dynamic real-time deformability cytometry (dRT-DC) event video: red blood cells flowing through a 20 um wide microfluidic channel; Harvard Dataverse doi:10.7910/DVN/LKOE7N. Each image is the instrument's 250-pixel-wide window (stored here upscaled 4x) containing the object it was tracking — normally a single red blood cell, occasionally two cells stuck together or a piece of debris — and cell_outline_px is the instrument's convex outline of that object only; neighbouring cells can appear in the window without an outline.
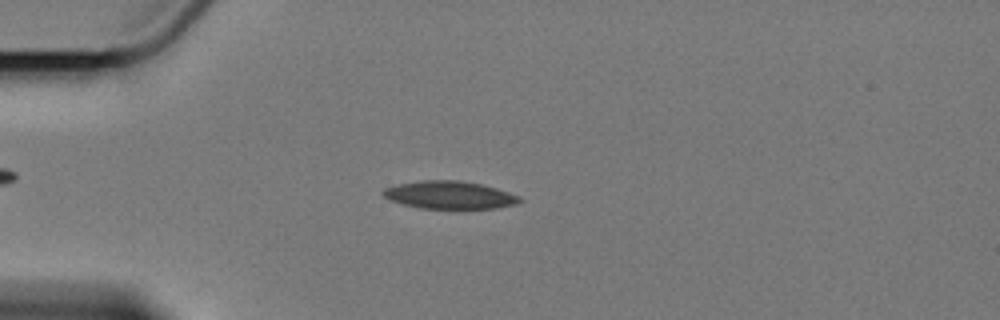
{"species": "Egyptian fruit bat (a non-hibernating species)", "species_latin": "Rousettus aegyptiacus", "temperature_condition": "cold", "stored_images_in_passage": 6, "camera_frame_rate_fps": 3000, "um_per_image_px": 0.085, "animal": {"sex": "female"}, "frame": {"image": 1, "passage_image": 4, "time_ms": 3.667, "image_size_px": [1000, 320], "cell_outline_px": [[524, 200], [516, 204], [496, 208], [420, 208], [404, 204], [392, 200], [384, 196], [380, 192], [384, 188], [396, 184], [420, 180], [460, 180], [480, 184], [496, 188], [520, 196]], "centroid_in_image_um": [38.21, 16.56], "position_along_channel_um": 46.8, "area_um2": 22.02}}
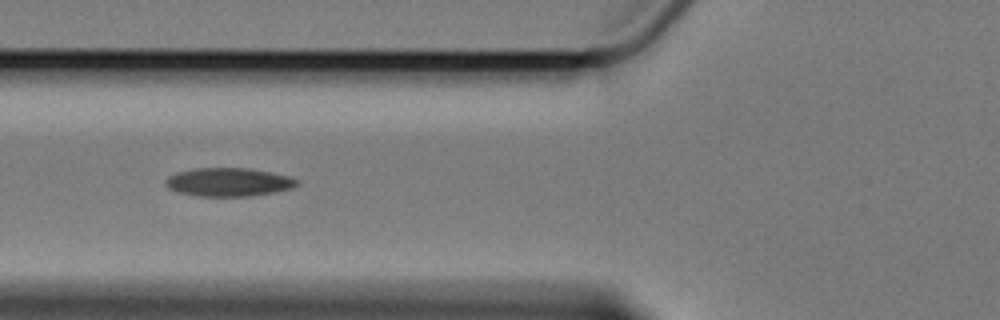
{"frame": {"image": 2, "passage_image": 6, "time_ms": 6.0, "image_size_px": [1000, 320], "cell_outline_px": [[300, 184], [292, 188], [252, 196], [196, 196], [176, 192], [168, 188], [164, 184], [164, 180], [168, 176], [176, 172], [196, 168], [248, 168], [288, 176], [300, 180]], "centroid_in_image_um": [19.39, 15.48], "position_along_channel_um": 106.4, "area_um2": 21.91}}